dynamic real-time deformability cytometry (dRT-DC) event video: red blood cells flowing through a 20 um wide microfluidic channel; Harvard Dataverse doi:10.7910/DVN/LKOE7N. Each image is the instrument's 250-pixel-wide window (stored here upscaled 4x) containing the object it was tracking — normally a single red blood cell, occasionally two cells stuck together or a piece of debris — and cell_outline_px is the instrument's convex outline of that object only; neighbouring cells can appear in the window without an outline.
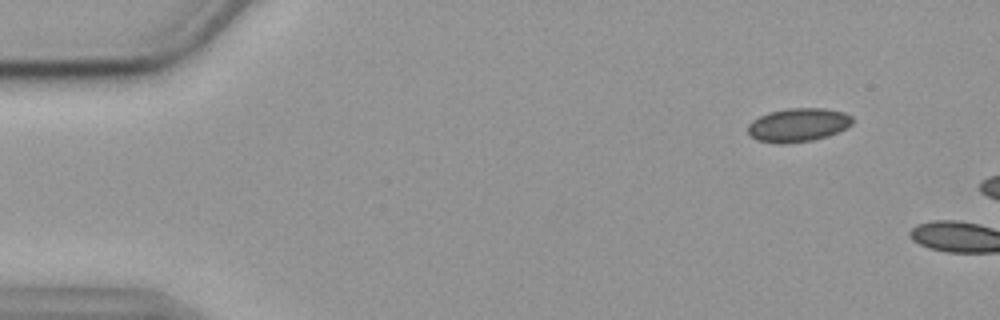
{"species": "common noctule bat (a hibernating species)", "species_latin": "Nyctalus noctula", "temperature_condition": "cold", "stored_images_in_passage": 6, "camera_frame_rate_fps": 3000, "um_per_image_px": 0.085, "animal": {"sex": "female", "body_mass_g": 19.9}, "frame": {"image": 1, "passage_image": 4, "time_ms": 1.0, "image_size_px": [1000, 320], "cell_outline_px": [[852, 124], [828, 136], [812, 140], [784, 144], [776, 144], [756, 140], [748, 132], [748, 124], [752, 120], [768, 112], [788, 108], [824, 108], [844, 112], [852, 116]], "centroid_in_image_um": [67.81, 10.62], "position_along_channel_um": 17.2, "area_um2": 20.52}}